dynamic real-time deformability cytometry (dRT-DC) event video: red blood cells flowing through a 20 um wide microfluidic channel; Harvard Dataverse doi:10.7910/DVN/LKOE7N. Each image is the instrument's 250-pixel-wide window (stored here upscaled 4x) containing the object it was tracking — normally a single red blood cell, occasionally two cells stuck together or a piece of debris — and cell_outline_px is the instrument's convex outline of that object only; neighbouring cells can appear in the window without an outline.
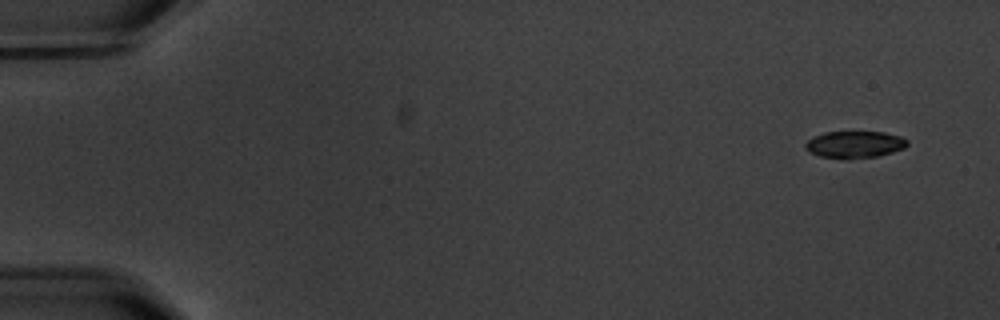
{"species": "common noctule bat (a hibernating species)", "species_latin": "Nyctalus noctula", "temperature_condition": "warm", "stored_images_in_passage": 6, "camera_frame_rate_fps": 3000, "um_per_image_px": 0.085, "animal": {"sex": "male", "body_mass_g": 20.1, "forearm_length_mm": 53.5}, "frame": {"image": 1, "passage_image": 1, "time_ms": 0.0, "image_size_px": [1000, 320], "cell_outline_px": [[908, 144], [904, 148], [892, 152], [876, 156], [848, 160], [844, 160], [820, 156], [812, 152], [804, 144], [812, 136], [824, 132], [884, 132], [900, 136], [908, 140]], "centroid_in_image_um": [72.65, 12.29], "position_along_channel_um": 12.3, "area_um2": 16.07}}
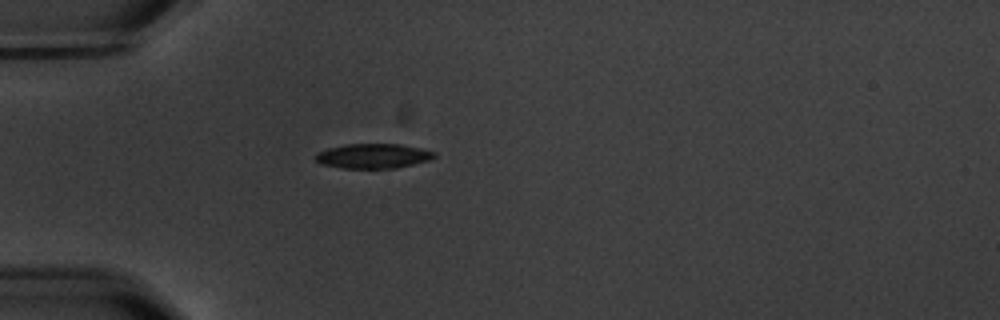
{"frame": {"image": 2, "passage_image": 5, "time_ms": 4.667, "image_size_px": [1000, 320], "cell_outline_px": [[436, 156], [428, 160], [396, 168], [344, 168], [320, 164], [316, 160], [316, 152], [328, 148], [344, 144], [400, 144], [420, 148], [436, 152]], "centroid_in_image_um": [31.69, 13.25], "position_along_channel_um": 53.3, "area_um2": 17.05}}